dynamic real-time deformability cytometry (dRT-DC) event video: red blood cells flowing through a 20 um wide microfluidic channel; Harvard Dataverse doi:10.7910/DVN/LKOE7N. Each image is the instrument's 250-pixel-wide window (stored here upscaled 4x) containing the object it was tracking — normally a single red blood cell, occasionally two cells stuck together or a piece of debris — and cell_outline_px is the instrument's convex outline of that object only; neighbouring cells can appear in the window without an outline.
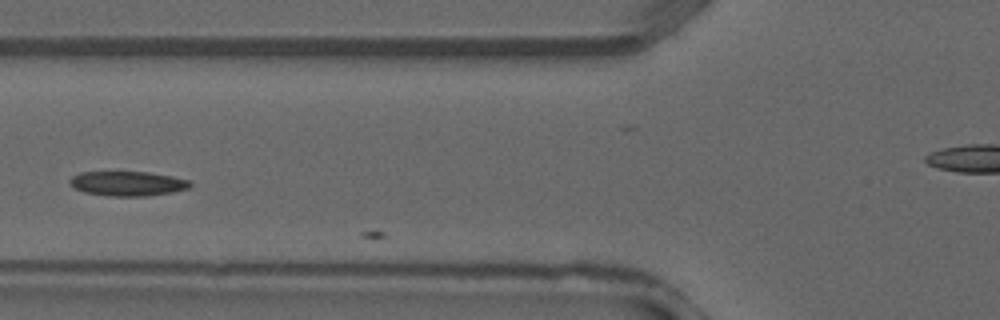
{"species": "common noctule bat (a hibernating species)", "species_latin": "Nyctalus noctula", "temperature_condition": "warm", "stored_images_in_passage": 4, "camera_frame_rate_fps": 3000, "um_per_image_px": 0.085, "animal": {"sex": "male", "forearm_length_mm": 52.5}, "frame": {"image": 1, "passage_image": 3, "time_ms": 0.667, "image_size_px": [1000, 320], "cell_outline_px": [[192, 184], [188, 188], [172, 192], [144, 196], [108, 196], [84, 192], [76, 188], [68, 180], [72, 176], [80, 172], [148, 172], [172, 176], [188, 180]], "centroid_in_image_um": [10.84, 15.6], "position_along_channel_um": 115.0, "area_um2": 17.11}}